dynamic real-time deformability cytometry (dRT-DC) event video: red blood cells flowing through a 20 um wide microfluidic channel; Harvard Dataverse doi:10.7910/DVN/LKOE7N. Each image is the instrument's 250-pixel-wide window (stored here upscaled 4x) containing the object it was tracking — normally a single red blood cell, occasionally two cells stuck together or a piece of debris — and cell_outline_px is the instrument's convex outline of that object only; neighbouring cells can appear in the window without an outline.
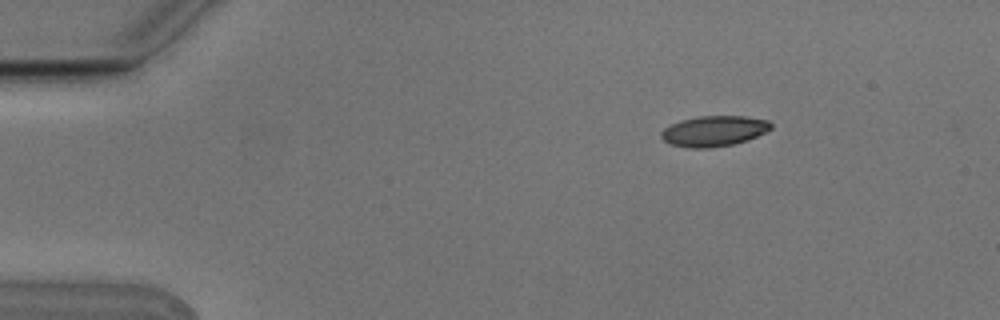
{"species": "Egyptian fruit bat (a non-hibernating species)", "species_latin": "Rousettus aegyptiacus", "temperature_condition": "cold", "stored_images_in_passage": 5, "camera_frame_rate_fps": 3000, "um_per_image_px": 0.085, "animal": {"sex": "male"}, "frame": {"image": 1, "passage_image": 2, "time_ms": 0.333, "image_size_px": [1000, 320], "cell_outline_px": [[772, 128], [748, 140], [732, 144], [708, 148], [688, 148], [668, 144], [660, 136], [660, 132], [664, 128], [680, 120], [696, 116], [744, 116], [768, 120], [772, 124]], "centroid_in_image_um": [60.65, 11.14], "position_along_channel_um": 24.4, "area_um2": 19.59}}
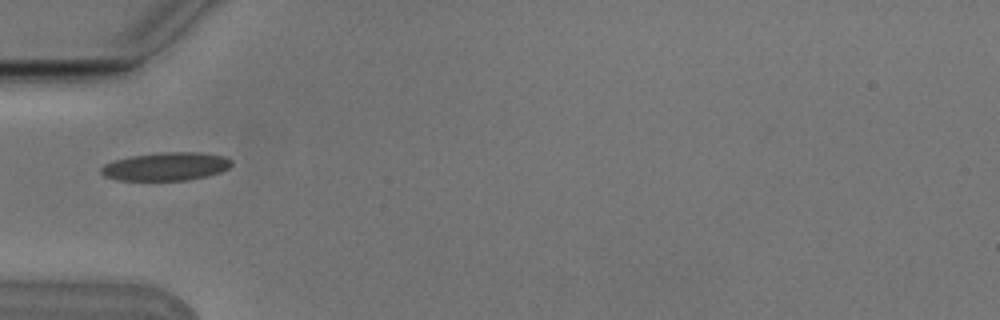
{"frame": {"image": 2, "passage_image": 5, "time_ms": 1.333, "image_size_px": [1000, 320], "cell_outline_px": [[232, 164], [228, 168], [220, 172], [208, 176], [188, 180], [116, 180], [104, 176], [100, 172], [100, 168], [104, 164], [112, 160], [132, 156], [160, 152], [200, 152], [224, 156], [232, 160]], "centroid_in_image_um": [14.09, 14.15], "position_along_channel_um": 70.9, "area_um2": 21.62}}